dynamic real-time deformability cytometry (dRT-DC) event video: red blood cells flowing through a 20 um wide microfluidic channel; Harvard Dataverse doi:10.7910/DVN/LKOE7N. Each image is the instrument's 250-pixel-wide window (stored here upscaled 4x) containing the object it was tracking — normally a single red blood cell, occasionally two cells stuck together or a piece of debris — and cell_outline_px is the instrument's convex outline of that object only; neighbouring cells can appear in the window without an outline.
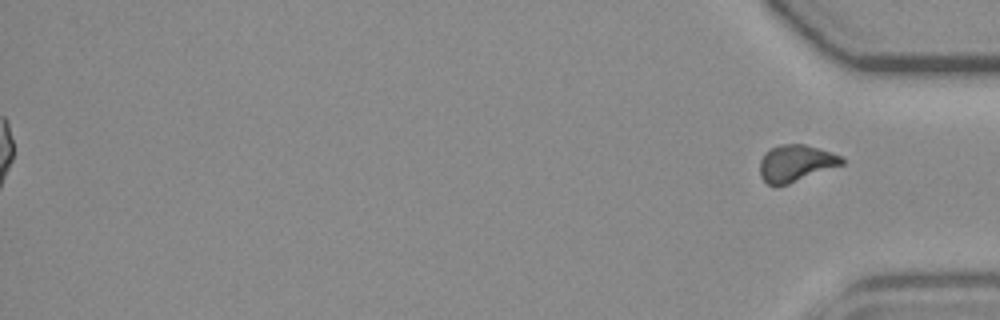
{"species": "common noctule bat (a hibernating species)", "species_latin": "Nyctalus noctula", "temperature_condition": "room temperature", "stored_images_in_passage": 55, "segment_of_instrument_passage": [2, 2], "camera_frame_rate_fps": 3000, "um_per_image_px": 0.085, "animal": {"sex": "female", "body_mass_g": 19.3, "forearm_length_mm": 54.1}, "frame": {"image": 1, "passage_image": 55, "time_ms": 18.0, "image_size_px": [1000, 320], "cell_outline_px": [[844, 164], [788, 184], [776, 188], [768, 184], [760, 176], [760, 160], [764, 152], [780, 144], [804, 144], [832, 152], [840, 156], [844, 160]], "centroid_in_image_um": [67.61, 13.89], "position_along_channel_um": 367.6, "area_um2": 17.69}}